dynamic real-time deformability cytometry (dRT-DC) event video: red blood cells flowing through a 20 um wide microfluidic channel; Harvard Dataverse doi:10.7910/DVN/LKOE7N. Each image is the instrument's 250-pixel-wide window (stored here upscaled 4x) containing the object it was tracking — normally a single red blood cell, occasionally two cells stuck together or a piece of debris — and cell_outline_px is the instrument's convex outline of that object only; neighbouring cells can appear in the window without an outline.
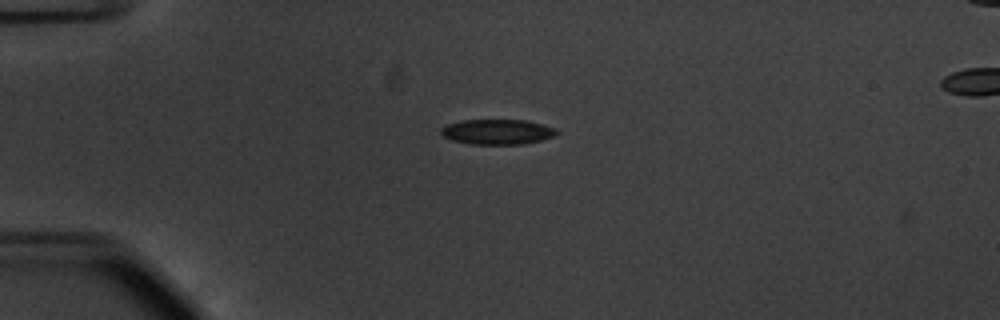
{"species": "common noctule bat (a hibernating species)", "species_latin": "Nyctalus noctula", "temperature_condition": "warm", "stored_images_in_passage": 5, "camera_frame_rate_fps": 3000, "um_per_image_px": 0.085, "animal": {"sex": "male", "body_mass_g": 20.1, "forearm_length_mm": 53.5}, "frame": {"image": 1, "passage_image": 4, "time_ms": 1.0, "image_size_px": [1000, 320], "cell_outline_px": [[560, 132], [556, 136], [524, 144], [468, 144], [452, 140], [444, 136], [440, 132], [440, 128], [448, 124], [460, 120], [528, 120], [556, 128]], "centroid_in_image_um": [42.3, 11.2], "position_along_channel_um": 42.7, "area_um2": 17.11}}